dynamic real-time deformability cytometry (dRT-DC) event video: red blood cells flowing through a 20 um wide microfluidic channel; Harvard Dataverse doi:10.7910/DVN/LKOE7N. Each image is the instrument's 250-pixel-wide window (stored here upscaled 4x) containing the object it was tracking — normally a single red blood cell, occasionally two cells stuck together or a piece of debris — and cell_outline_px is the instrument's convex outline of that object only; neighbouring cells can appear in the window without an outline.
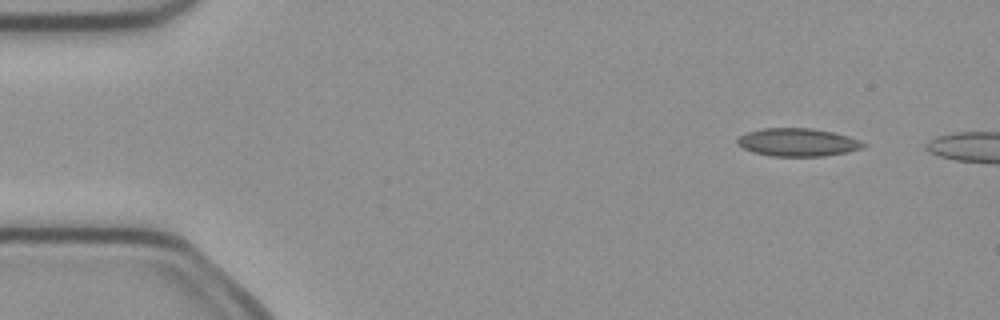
{"species": "common noctule bat (a hibernating species)", "species_latin": "Nyctalus noctula", "temperature_condition": "cold", "stored_images_in_passage": 2, "camera_frame_rate_fps": 3000, "um_per_image_px": 0.085, "animal": {"sex": "female", "body_mass_g": 21.9}, "frame": {"image": 1, "passage_image": 1, "time_ms": 0.0, "image_size_px": [1000, 320], "cell_outline_px": [[868, 144], [864, 148], [848, 152], [824, 156], [772, 156], [756, 152], [744, 148], [736, 144], [736, 136], [760, 128], [812, 128], [832, 132], [848, 136], [860, 140]], "centroid_in_image_um": [67.82, 12.09], "position_along_channel_um": 17.2, "area_um2": 20.69}}